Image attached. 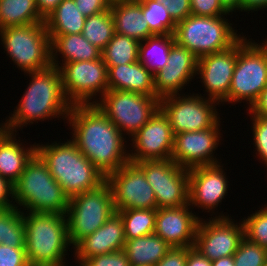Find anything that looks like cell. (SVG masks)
Here are the masks:
<instances>
[{
  "mask_svg": "<svg viewBox=\"0 0 267 266\" xmlns=\"http://www.w3.org/2000/svg\"><path fill=\"white\" fill-rule=\"evenodd\" d=\"M68 119L72 141L105 176L129 162L123 134L96 104L72 105Z\"/></svg>",
  "mask_w": 267,
  "mask_h": 266,
  "instance_id": "6da1fadb",
  "label": "cell"
},
{
  "mask_svg": "<svg viewBox=\"0 0 267 266\" xmlns=\"http://www.w3.org/2000/svg\"><path fill=\"white\" fill-rule=\"evenodd\" d=\"M31 81L17 110L2 125L4 130L16 132L25 124L37 120L52 118V116L68 117L72 104L66 99L62 88V76L60 69L51 65L50 67L33 72H27ZM19 127V128H18Z\"/></svg>",
  "mask_w": 267,
  "mask_h": 266,
  "instance_id": "7a4b0ae2",
  "label": "cell"
},
{
  "mask_svg": "<svg viewBox=\"0 0 267 266\" xmlns=\"http://www.w3.org/2000/svg\"><path fill=\"white\" fill-rule=\"evenodd\" d=\"M36 153L69 198L94 190L106 181V176L80 152L72 140L61 144H37Z\"/></svg>",
  "mask_w": 267,
  "mask_h": 266,
  "instance_id": "3957f363",
  "label": "cell"
},
{
  "mask_svg": "<svg viewBox=\"0 0 267 266\" xmlns=\"http://www.w3.org/2000/svg\"><path fill=\"white\" fill-rule=\"evenodd\" d=\"M28 214L24 215V225L25 250L30 266H65L64 256L71 244L66 215Z\"/></svg>",
  "mask_w": 267,
  "mask_h": 266,
  "instance_id": "277c9868",
  "label": "cell"
},
{
  "mask_svg": "<svg viewBox=\"0 0 267 266\" xmlns=\"http://www.w3.org/2000/svg\"><path fill=\"white\" fill-rule=\"evenodd\" d=\"M14 186L13 200L27 212L66 214L70 198L35 153Z\"/></svg>",
  "mask_w": 267,
  "mask_h": 266,
  "instance_id": "5b68a950",
  "label": "cell"
},
{
  "mask_svg": "<svg viewBox=\"0 0 267 266\" xmlns=\"http://www.w3.org/2000/svg\"><path fill=\"white\" fill-rule=\"evenodd\" d=\"M228 19L191 14L176 25L175 42L188 49L198 59L227 50L241 37Z\"/></svg>",
  "mask_w": 267,
  "mask_h": 266,
  "instance_id": "8992f818",
  "label": "cell"
},
{
  "mask_svg": "<svg viewBox=\"0 0 267 266\" xmlns=\"http://www.w3.org/2000/svg\"><path fill=\"white\" fill-rule=\"evenodd\" d=\"M0 36L7 55L25 73L52 65L51 40L44 22L7 27Z\"/></svg>",
  "mask_w": 267,
  "mask_h": 266,
  "instance_id": "52a82bcc",
  "label": "cell"
},
{
  "mask_svg": "<svg viewBox=\"0 0 267 266\" xmlns=\"http://www.w3.org/2000/svg\"><path fill=\"white\" fill-rule=\"evenodd\" d=\"M114 212L111 187L106 181L94 190L71 197L65 214L70 243L75 246L94 233Z\"/></svg>",
  "mask_w": 267,
  "mask_h": 266,
  "instance_id": "ba28073f",
  "label": "cell"
},
{
  "mask_svg": "<svg viewBox=\"0 0 267 266\" xmlns=\"http://www.w3.org/2000/svg\"><path fill=\"white\" fill-rule=\"evenodd\" d=\"M262 44L247 40L237 51L228 102L249 101L251 108L267 86V41Z\"/></svg>",
  "mask_w": 267,
  "mask_h": 266,
  "instance_id": "9c48e42d",
  "label": "cell"
},
{
  "mask_svg": "<svg viewBox=\"0 0 267 266\" xmlns=\"http://www.w3.org/2000/svg\"><path fill=\"white\" fill-rule=\"evenodd\" d=\"M92 101L109 118V120L131 138L160 109V98L139 93L119 90H107L105 94Z\"/></svg>",
  "mask_w": 267,
  "mask_h": 266,
  "instance_id": "30bf717a",
  "label": "cell"
},
{
  "mask_svg": "<svg viewBox=\"0 0 267 266\" xmlns=\"http://www.w3.org/2000/svg\"><path fill=\"white\" fill-rule=\"evenodd\" d=\"M151 185L157 208L182 207L189 204V173L173 160H153L135 163Z\"/></svg>",
  "mask_w": 267,
  "mask_h": 266,
  "instance_id": "8fae6325",
  "label": "cell"
},
{
  "mask_svg": "<svg viewBox=\"0 0 267 266\" xmlns=\"http://www.w3.org/2000/svg\"><path fill=\"white\" fill-rule=\"evenodd\" d=\"M56 66L62 76V88L66 99L72 104H92L90 99L108 90L107 66L103 58L78 61Z\"/></svg>",
  "mask_w": 267,
  "mask_h": 266,
  "instance_id": "7c38bea8",
  "label": "cell"
},
{
  "mask_svg": "<svg viewBox=\"0 0 267 266\" xmlns=\"http://www.w3.org/2000/svg\"><path fill=\"white\" fill-rule=\"evenodd\" d=\"M181 97L174 94L160 99V109L169 119L173 135L205 130L219 120L216 101L203 99L198 94Z\"/></svg>",
  "mask_w": 267,
  "mask_h": 266,
  "instance_id": "4fadbf2b",
  "label": "cell"
},
{
  "mask_svg": "<svg viewBox=\"0 0 267 266\" xmlns=\"http://www.w3.org/2000/svg\"><path fill=\"white\" fill-rule=\"evenodd\" d=\"M115 211L126 209H157L155 193L144 172L132 162L106 176Z\"/></svg>",
  "mask_w": 267,
  "mask_h": 266,
  "instance_id": "5bb4252c",
  "label": "cell"
},
{
  "mask_svg": "<svg viewBox=\"0 0 267 266\" xmlns=\"http://www.w3.org/2000/svg\"><path fill=\"white\" fill-rule=\"evenodd\" d=\"M229 216H217L209 222L200 219L193 248L211 261L233 256L244 238L243 222L234 224Z\"/></svg>",
  "mask_w": 267,
  "mask_h": 266,
  "instance_id": "9a60e30c",
  "label": "cell"
},
{
  "mask_svg": "<svg viewBox=\"0 0 267 266\" xmlns=\"http://www.w3.org/2000/svg\"><path fill=\"white\" fill-rule=\"evenodd\" d=\"M247 41L242 37L227 50L202 56L198 59L197 74H200L210 100L228 102V93L237 62V51ZM199 72V73H198Z\"/></svg>",
  "mask_w": 267,
  "mask_h": 266,
  "instance_id": "2e32d148",
  "label": "cell"
},
{
  "mask_svg": "<svg viewBox=\"0 0 267 266\" xmlns=\"http://www.w3.org/2000/svg\"><path fill=\"white\" fill-rule=\"evenodd\" d=\"M220 120L201 131H189L174 135L171 160L185 169L219 163L213 156L218 147Z\"/></svg>",
  "mask_w": 267,
  "mask_h": 266,
  "instance_id": "e0dca14e",
  "label": "cell"
},
{
  "mask_svg": "<svg viewBox=\"0 0 267 266\" xmlns=\"http://www.w3.org/2000/svg\"><path fill=\"white\" fill-rule=\"evenodd\" d=\"M132 137L136 149L129 153L130 162L171 159L174 135L169 119L161 109Z\"/></svg>",
  "mask_w": 267,
  "mask_h": 266,
  "instance_id": "ac0fdd59",
  "label": "cell"
},
{
  "mask_svg": "<svg viewBox=\"0 0 267 266\" xmlns=\"http://www.w3.org/2000/svg\"><path fill=\"white\" fill-rule=\"evenodd\" d=\"M188 206L156 209L154 233L172 248L194 245L200 218L189 211Z\"/></svg>",
  "mask_w": 267,
  "mask_h": 266,
  "instance_id": "d6986e66",
  "label": "cell"
},
{
  "mask_svg": "<svg viewBox=\"0 0 267 266\" xmlns=\"http://www.w3.org/2000/svg\"><path fill=\"white\" fill-rule=\"evenodd\" d=\"M219 164L199 166L188 170L189 205L198 206L210 212L224 199L227 194L228 181Z\"/></svg>",
  "mask_w": 267,
  "mask_h": 266,
  "instance_id": "ffe728a7",
  "label": "cell"
},
{
  "mask_svg": "<svg viewBox=\"0 0 267 266\" xmlns=\"http://www.w3.org/2000/svg\"><path fill=\"white\" fill-rule=\"evenodd\" d=\"M197 63L198 58L192 52L175 42L167 64L154 75L156 96L161 99L168 95H178L197 73Z\"/></svg>",
  "mask_w": 267,
  "mask_h": 266,
  "instance_id": "44dd1931",
  "label": "cell"
},
{
  "mask_svg": "<svg viewBox=\"0 0 267 266\" xmlns=\"http://www.w3.org/2000/svg\"><path fill=\"white\" fill-rule=\"evenodd\" d=\"M125 241L123 219L118 212H114L94 233L87 235L73 247L81 265L92 256L123 250Z\"/></svg>",
  "mask_w": 267,
  "mask_h": 266,
  "instance_id": "7402d4cb",
  "label": "cell"
},
{
  "mask_svg": "<svg viewBox=\"0 0 267 266\" xmlns=\"http://www.w3.org/2000/svg\"><path fill=\"white\" fill-rule=\"evenodd\" d=\"M107 68L108 90L129 91L157 97L154 90V75L139 61Z\"/></svg>",
  "mask_w": 267,
  "mask_h": 266,
  "instance_id": "603a6c76",
  "label": "cell"
},
{
  "mask_svg": "<svg viewBox=\"0 0 267 266\" xmlns=\"http://www.w3.org/2000/svg\"><path fill=\"white\" fill-rule=\"evenodd\" d=\"M15 138L14 132L4 129L0 131V176L13 185L18 181L27 162L36 153V145L25 149Z\"/></svg>",
  "mask_w": 267,
  "mask_h": 266,
  "instance_id": "cb8c5ba5",
  "label": "cell"
},
{
  "mask_svg": "<svg viewBox=\"0 0 267 266\" xmlns=\"http://www.w3.org/2000/svg\"><path fill=\"white\" fill-rule=\"evenodd\" d=\"M114 19L115 32L144 41L154 34L150 31L148 23L143 20L141 3L135 1H118L110 5Z\"/></svg>",
  "mask_w": 267,
  "mask_h": 266,
  "instance_id": "d4e9b609",
  "label": "cell"
},
{
  "mask_svg": "<svg viewBox=\"0 0 267 266\" xmlns=\"http://www.w3.org/2000/svg\"><path fill=\"white\" fill-rule=\"evenodd\" d=\"M49 37L51 40V64L53 66L59 65V61H56L58 52L62 54L63 64L102 58V51L92 45L82 34L49 35Z\"/></svg>",
  "mask_w": 267,
  "mask_h": 266,
  "instance_id": "484cf974",
  "label": "cell"
},
{
  "mask_svg": "<svg viewBox=\"0 0 267 266\" xmlns=\"http://www.w3.org/2000/svg\"><path fill=\"white\" fill-rule=\"evenodd\" d=\"M171 248L161 237L152 233L126 239L123 251L130 266H155Z\"/></svg>",
  "mask_w": 267,
  "mask_h": 266,
  "instance_id": "4316f807",
  "label": "cell"
},
{
  "mask_svg": "<svg viewBox=\"0 0 267 266\" xmlns=\"http://www.w3.org/2000/svg\"><path fill=\"white\" fill-rule=\"evenodd\" d=\"M86 16L74 0H62L44 20L49 35L82 34Z\"/></svg>",
  "mask_w": 267,
  "mask_h": 266,
  "instance_id": "83f0119b",
  "label": "cell"
},
{
  "mask_svg": "<svg viewBox=\"0 0 267 266\" xmlns=\"http://www.w3.org/2000/svg\"><path fill=\"white\" fill-rule=\"evenodd\" d=\"M174 43V34L148 37L146 40L140 41L138 61L155 75L167 64L169 53Z\"/></svg>",
  "mask_w": 267,
  "mask_h": 266,
  "instance_id": "f1b7e54d",
  "label": "cell"
},
{
  "mask_svg": "<svg viewBox=\"0 0 267 266\" xmlns=\"http://www.w3.org/2000/svg\"><path fill=\"white\" fill-rule=\"evenodd\" d=\"M44 22L36 0H0L1 28L25 26Z\"/></svg>",
  "mask_w": 267,
  "mask_h": 266,
  "instance_id": "f546056e",
  "label": "cell"
},
{
  "mask_svg": "<svg viewBox=\"0 0 267 266\" xmlns=\"http://www.w3.org/2000/svg\"><path fill=\"white\" fill-rule=\"evenodd\" d=\"M140 41L132 37L114 33L113 38L102 50L106 66H119L138 61Z\"/></svg>",
  "mask_w": 267,
  "mask_h": 266,
  "instance_id": "4dcf8cb0",
  "label": "cell"
},
{
  "mask_svg": "<svg viewBox=\"0 0 267 266\" xmlns=\"http://www.w3.org/2000/svg\"><path fill=\"white\" fill-rule=\"evenodd\" d=\"M17 208L0 209V244L25 248L24 212Z\"/></svg>",
  "mask_w": 267,
  "mask_h": 266,
  "instance_id": "1f68e13d",
  "label": "cell"
},
{
  "mask_svg": "<svg viewBox=\"0 0 267 266\" xmlns=\"http://www.w3.org/2000/svg\"><path fill=\"white\" fill-rule=\"evenodd\" d=\"M114 33V19L110 9L86 17L82 35L101 51L113 38Z\"/></svg>",
  "mask_w": 267,
  "mask_h": 266,
  "instance_id": "d6a6232c",
  "label": "cell"
},
{
  "mask_svg": "<svg viewBox=\"0 0 267 266\" xmlns=\"http://www.w3.org/2000/svg\"><path fill=\"white\" fill-rule=\"evenodd\" d=\"M117 212L123 219L126 239L154 233L156 209H126Z\"/></svg>",
  "mask_w": 267,
  "mask_h": 266,
  "instance_id": "836d02e7",
  "label": "cell"
},
{
  "mask_svg": "<svg viewBox=\"0 0 267 266\" xmlns=\"http://www.w3.org/2000/svg\"><path fill=\"white\" fill-rule=\"evenodd\" d=\"M141 3L143 20H146L154 35L174 34L177 23L167 8L157 0H138Z\"/></svg>",
  "mask_w": 267,
  "mask_h": 266,
  "instance_id": "e575fe53",
  "label": "cell"
},
{
  "mask_svg": "<svg viewBox=\"0 0 267 266\" xmlns=\"http://www.w3.org/2000/svg\"><path fill=\"white\" fill-rule=\"evenodd\" d=\"M244 237L267 249V205L243 221Z\"/></svg>",
  "mask_w": 267,
  "mask_h": 266,
  "instance_id": "d590c367",
  "label": "cell"
},
{
  "mask_svg": "<svg viewBox=\"0 0 267 266\" xmlns=\"http://www.w3.org/2000/svg\"><path fill=\"white\" fill-rule=\"evenodd\" d=\"M235 266H264L267 249L244 237L233 255Z\"/></svg>",
  "mask_w": 267,
  "mask_h": 266,
  "instance_id": "8d00e7d4",
  "label": "cell"
},
{
  "mask_svg": "<svg viewBox=\"0 0 267 266\" xmlns=\"http://www.w3.org/2000/svg\"><path fill=\"white\" fill-rule=\"evenodd\" d=\"M191 14L219 17L229 15V11L219 0H190Z\"/></svg>",
  "mask_w": 267,
  "mask_h": 266,
  "instance_id": "74e56055",
  "label": "cell"
},
{
  "mask_svg": "<svg viewBox=\"0 0 267 266\" xmlns=\"http://www.w3.org/2000/svg\"><path fill=\"white\" fill-rule=\"evenodd\" d=\"M253 119V140L257 149L258 157L262 158L267 166V118L252 116Z\"/></svg>",
  "mask_w": 267,
  "mask_h": 266,
  "instance_id": "f35d334b",
  "label": "cell"
},
{
  "mask_svg": "<svg viewBox=\"0 0 267 266\" xmlns=\"http://www.w3.org/2000/svg\"><path fill=\"white\" fill-rule=\"evenodd\" d=\"M80 266H130V264L125 252L121 250L92 256Z\"/></svg>",
  "mask_w": 267,
  "mask_h": 266,
  "instance_id": "ab89813d",
  "label": "cell"
},
{
  "mask_svg": "<svg viewBox=\"0 0 267 266\" xmlns=\"http://www.w3.org/2000/svg\"><path fill=\"white\" fill-rule=\"evenodd\" d=\"M0 266H30L25 248L0 244Z\"/></svg>",
  "mask_w": 267,
  "mask_h": 266,
  "instance_id": "60d3db41",
  "label": "cell"
},
{
  "mask_svg": "<svg viewBox=\"0 0 267 266\" xmlns=\"http://www.w3.org/2000/svg\"><path fill=\"white\" fill-rule=\"evenodd\" d=\"M163 4L173 20L178 23L191 15L190 0H157Z\"/></svg>",
  "mask_w": 267,
  "mask_h": 266,
  "instance_id": "b9f144b4",
  "label": "cell"
},
{
  "mask_svg": "<svg viewBox=\"0 0 267 266\" xmlns=\"http://www.w3.org/2000/svg\"><path fill=\"white\" fill-rule=\"evenodd\" d=\"M78 11L84 16H91L110 9V0H74Z\"/></svg>",
  "mask_w": 267,
  "mask_h": 266,
  "instance_id": "7bdbcfd3",
  "label": "cell"
},
{
  "mask_svg": "<svg viewBox=\"0 0 267 266\" xmlns=\"http://www.w3.org/2000/svg\"><path fill=\"white\" fill-rule=\"evenodd\" d=\"M187 247H173L155 266H186Z\"/></svg>",
  "mask_w": 267,
  "mask_h": 266,
  "instance_id": "ee69618b",
  "label": "cell"
},
{
  "mask_svg": "<svg viewBox=\"0 0 267 266\" xmlns=\"http://www.w3.org/2000/svg\"><path fill=\"white\" fill-rule=\"evenodd\" d=\"M14 196V186L6 178L0 176V209L11 208L17 204L12 203L8 197Z\"/></svg>",
  "mask_w": 267,
  "mask_h": 266,
  "instance_id": "f6af8a7d",
  "label": "cell"
},
{
  "mask_svg": "<svg viewBox=\"0 0 267 266\" xmlns=\"http://www.w3.org/2000/svg\"><path fill=\"white\" fill-rule=\"evenodd\" d=\"M249 109V114L267 118V86L263 89L262 93L256 102Z\"/></svg>",
  "mask_w": 267,
  "mask_h": 266,
  "instance_id": "bcb514c9",
  "label": "cell"
},
{
  "mask_svg": "<svg viewBox=\"0 0 267 266\" xmlns=\"http://www.w3.org/2000/svg\"><path fill=\"white\" fill-rule=\"evenodd\" d=\"M186 266H212V261L201 255L193 247H187Z\"/></svg>",
  "mask_w": 267,
  "mask_h": 266,
  "instance_id": "7dc6e473",
  "label": "cell"
},
{
  "mask_svg": "<svg viewBox=\"0 0 267 266\" xmlns=\"http://www.w3.org/2000/svg\"><path fill=\"white\" fill-rule=\"evenodd\" d=\"M62 0H36L40 16L45 20Z\"/></svg>",
  "mask_w": 267,
  "mask_h": 266,
  "instance_id": "c3c4849f",
  "label": "cell"
},
{
  "mask_svg": "<svg viewBox=\"0 0 267 266\" xmlns=\"http://www.w3.org/2000/svg\"><path fill=\"white\" fill-rule=\"evenodd\" d=\"M267 8V0H242L241 1V11H250L258 9Z\"/></svg>",
  "mask_w": 267,
  "mask_h": 266,
  "instance_id": "681fc988",
  "label": "cell"
},
{
  "mask_svg": "<svg viewBox=\"0 0 267 266\" xmlns=\"http://www.w3.org/2000/svg\"><path fill=\"white\" fill-rule=\"evenodd\" d=\"M223 6L229 11L233 12L234 10H241V1L242 0H219Z\"/></svg>",
  "mask_w": 267,
  "mask_h": 266,
  "instance_id": "f907efd6",
  "label": "cell"
},
{
  "mask_svg": "<svg viewBox=\"0 0 267 266\" xmlns=\"http://www.w3.org/2000/svg\"><path fill=\"white\" fill-rule=\"evenodd\" d=\"M212 266H235L233 256L222 257L218 260L212 261Z\"/></svg>",
  "mask_w": 267,
  "mask_h": 266,
  "instance_id": "816d5d0a",
  "label": "cell"
},
{
  "mask_svg": "<svg viewBox=\"0 0 267 266\" xmlns=\"http://www.w3.org/2000/svg\"><path fill=\"white\" fill-rule=\"evenodd\" d=\"M118 1H135V0H110L111 3L118 2Z\"/></svg>",
  "mask_w": 267,
  "mask_h": 266,
  "instance_id": "f5cc1de1",
  "label": "cell"
}]
</instances>
